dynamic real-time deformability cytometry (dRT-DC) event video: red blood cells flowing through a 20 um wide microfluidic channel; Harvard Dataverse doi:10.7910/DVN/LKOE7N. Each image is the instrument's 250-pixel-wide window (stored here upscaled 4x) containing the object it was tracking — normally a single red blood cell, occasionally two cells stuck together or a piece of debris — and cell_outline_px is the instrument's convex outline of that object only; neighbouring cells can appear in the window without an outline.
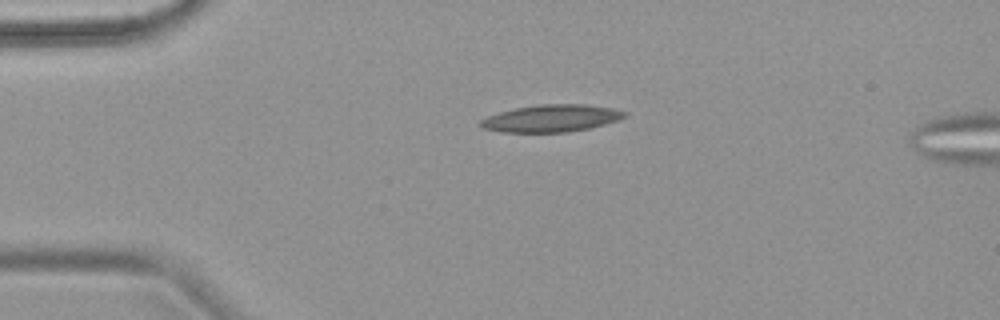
{"species": "common noctule bat (a hibernating species)", "species_latin": "Nyctalus noctula", "temperature_condition": "warm", "stored_images_in_passage": 3, "camera_frame_rate_fps": 3000, "um_per_image_px": 0.085, "animal": {"sex": "female", "body_mass_g": 18.4}, "frame": {"image": 1, "passage_image": 1, "time_ms": 0.0, "image_size_px": [1000, 320], "cell_outline_px": [[628, 112], [624, 116], [616, 120], [604, 124], [588, 128], [564, 132], [504, 132], [484, 128], [480, 124], [480, 120], [488, 116], [500, 112], [516, 108], [540, 104], [588, 104], [612, 108]], "centroid_in_image_um": [46.86, 10.04], "position_along_channel_um": 38.1, "area_um2": 22.48}}